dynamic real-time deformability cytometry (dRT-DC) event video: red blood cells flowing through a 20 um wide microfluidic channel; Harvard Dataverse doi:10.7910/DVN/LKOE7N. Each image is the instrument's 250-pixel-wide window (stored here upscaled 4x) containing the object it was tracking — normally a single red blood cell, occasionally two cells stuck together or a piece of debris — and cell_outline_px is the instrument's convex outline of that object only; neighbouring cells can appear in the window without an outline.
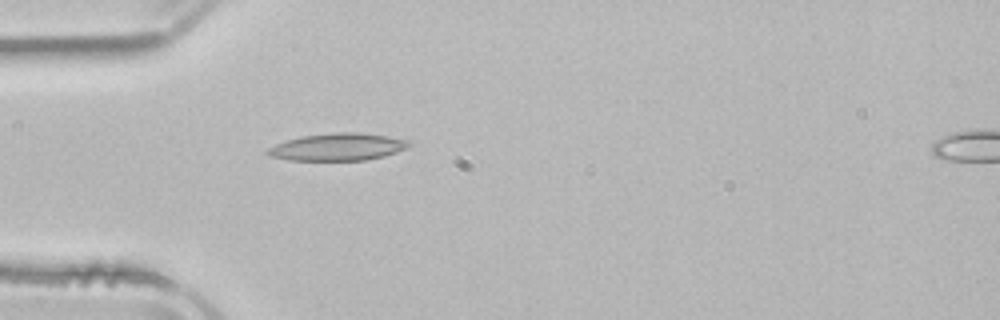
{"species": "common noctule bat (a hibernating species)", "species_latin": "Nyctalus noctula", "temperature_condition": "room temperature", "stored_images_in_passage": 2, "camera_frame_rate_fps": 3000, "um_per_image_px": 0.085, "animal": {"sex": "male", "body_mass_g": 21.5, "forearm_length_mm": 52.0}, "frame": {"image": 1, "passage_image": 1, "time_ms": 0.0, "image_size_px": [1000, 320], "cell_outline_px": [[412, 144], [408, 148], [384, 156], [364, 160], [288, 160], [268, 156], [264, 152], [268, 148], [276, 144], [300, 136], [336, 132], [360, 132], [388, 136], [408, 140]], "centroid_in_image_um": [28.71, 12.48], "position_along_channel_um": 56.3, "area_um2": 22.6}}